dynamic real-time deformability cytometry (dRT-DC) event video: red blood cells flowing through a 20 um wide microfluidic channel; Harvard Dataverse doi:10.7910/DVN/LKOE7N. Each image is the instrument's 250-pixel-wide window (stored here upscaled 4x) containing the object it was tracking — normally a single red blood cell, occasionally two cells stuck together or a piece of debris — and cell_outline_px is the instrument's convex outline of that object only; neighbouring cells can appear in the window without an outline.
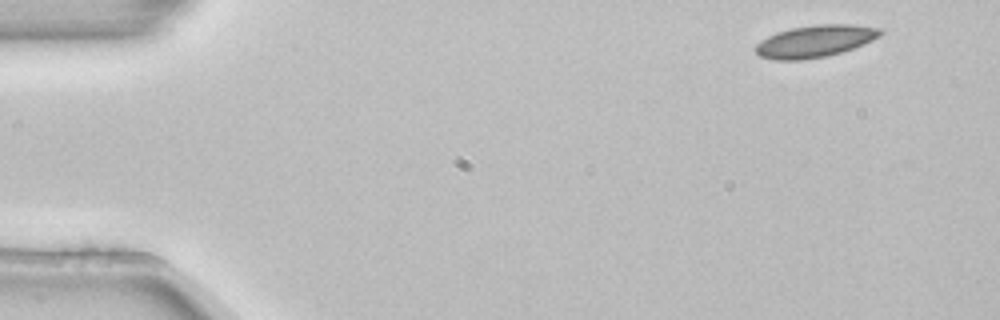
{"species": "common noctule bat (a hibernating species)", "species_latin": "Nyctalus noctula", "temperature_condition": "room temperature", "stored_images_in_passage": 5, "camera_frame_rate_fps": 3000, "um_per_image_px": 0.085, "animal": {"sex": "female", "body_mass_g": 22.7, "forearm_length_mm": 54.2}, "frame": {"image": 1, "passage_image": 1, "time_ms": 0.0, "image_size_px": [1000, 320], "cell_outline_px": [[884, 32], [880, 36], [872, 40], [852, 48], [840, 52], [824, 56], [800, 60], [772, 60], [760, 56], [756, 52], [756, 44], [760, 40], [776, 32], [792, 28], [820, 24], [852, 24], [880, 28]], "centroid_in_image_um": [69.26, 3.49], "position_along_channel_um": 15.7, "area_um2": 23.12}}
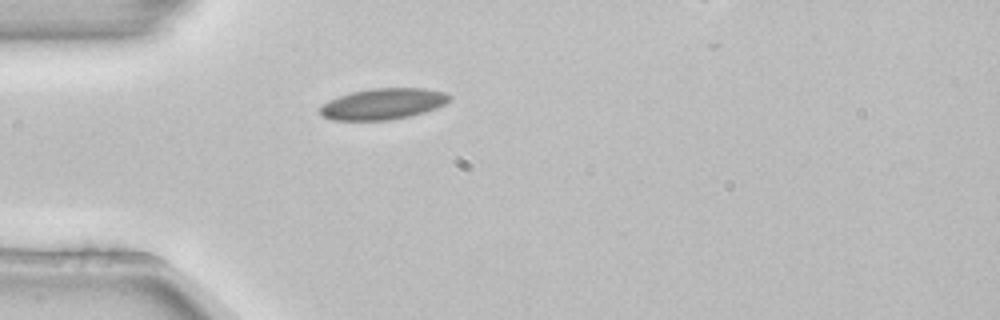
{"frame": {"image": 2, "passage_image": 4, "time_ms": 1.0, "image_size_px": [1000, 320], "cell_outline_px": [[452, 100], [436, 108], [424, 112], [408, 116], [388, 120], [332, 120], [320, 116], [316, 112], [324, 104], [340, 96], [352, 92], [372, 88], [424, 88], [444, 92], [452, 96]], "centroid_in_image_um": [32.56, 8.83], "position_along_channel_um": 52.4, "area_um2": 23.41}}